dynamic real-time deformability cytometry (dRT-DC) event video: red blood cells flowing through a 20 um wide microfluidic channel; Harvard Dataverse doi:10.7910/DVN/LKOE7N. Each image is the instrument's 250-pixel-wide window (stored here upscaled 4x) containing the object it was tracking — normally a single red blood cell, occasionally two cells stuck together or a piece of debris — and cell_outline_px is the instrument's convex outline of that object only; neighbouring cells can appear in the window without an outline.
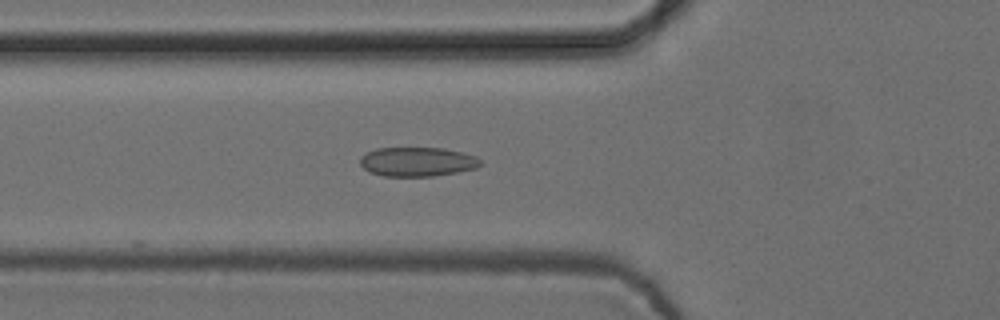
{"species": "common noctule bat (a hibernating species)", "species_latin": "Nyctalus noctula", "temperature_condition": "cold", "stored_images_in_passage": 10, "camera_frame_rate_fps": 3000, "um_per_image_px": 0.085, "animal": {"sex": "female", "body_mass_g": 24.6, "forearm_length_mm": 56.2}, "frame": {"image": 1, "passage_image": 3, "time_ms": 0.667, "image_size_px": [1000, 320], "cell_outline_px": [[480, 164], [476, 168], [456, 172], [432, 176], [384, 176], [368, 172], [360, 164], [360, 156], [376, 148], [444, 148], [476, 156], [480, 160]], "centroid_in_image_um": [35.43, 13.75], "position_along_channel_um": 90.4, "area_um2": 20.4}}
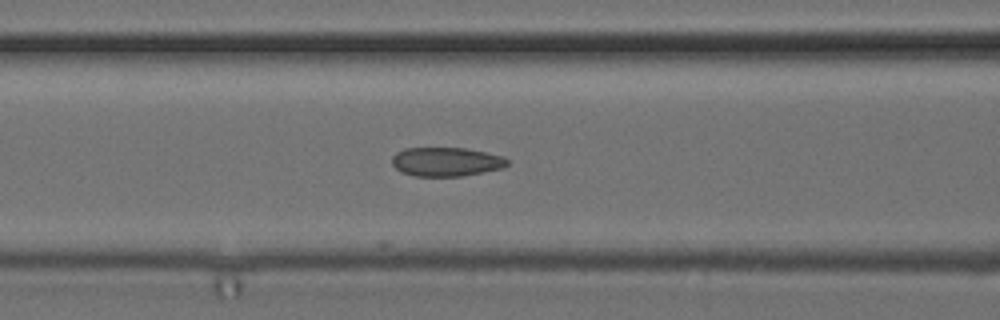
{"frame": {"image": 2, "passage_image": 6, "time_ms": 1.667, "image_size_px": [1000, 320], "cell_outline_px": [[508, 164], [504, 168], [464, 176], [416, 176], [400, 172], [392, 164], [392, 156], [396, 152], [404, 148], [464, 148], [504, 156], [508, 160]], "centroid_in_image_um": [37.92, 13.75], "position_along_channel_um": 128.7, "area_um2": 19.59}}
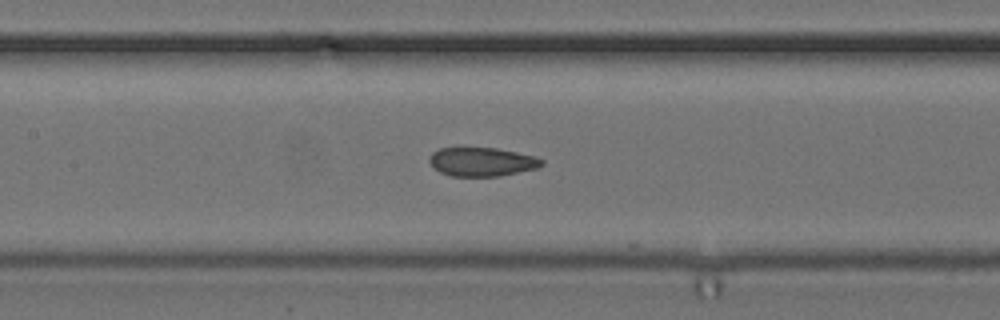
{"frame": {"image": 3, "passage_image": 9, "time_ms": 2.667, "image_size_px": [1000, 320], "cell_outline_px": [[544, 164], [536, 168], [500, 176], [452, 176], [440, 172], [428, 160], [428, 156], [432, 152], [440, 148], [496, 148], [536, 156], [544, 160]], "centroid_in_image_um": [40.97, 13.75], "position_along_channel_um": 166.4, "area_um2": 18.79}}